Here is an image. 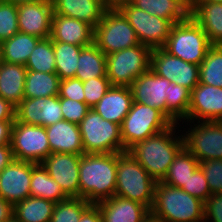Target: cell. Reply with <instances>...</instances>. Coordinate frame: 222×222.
Instances as JSON below:
<instances>
[{"mask_svg":"<svg viewBox=\"0 0 222 222\" xmlns=\"http://www.w3.org/2000/svg\"><path fill=\"white\" fill-rule=\"evenodd\" d=\"M16 107L0 96V121H14Z\"/></svg>","mask_w":222,"mask_h":222,"instance_id":"7dc6e473","label":"cell"},{"mask_svg":"<svg viewBox=\"0 0 222 222\" xmlns=\"http://www.w3.org/2000/svg\"><path fill=\"white\" fill-rule=\"evenodd\" d=\"M14 121H0V145L11 144Z\"/></svg>","mask_w":222,"mask_h":222,"instance_id":"c3c4849f","label":"cell"},{"mask_svg":"<svg viewBox=\"0 0 222 222\" xmlns=\"http://www.w3.org/2000/svg\"><path fill=\"white\" fill-rule=\"evenodd\" d=\"M190 16L201 26L212 45H222V3L191 2Z\"/></svg>","mask_w":222,"mask_h":222,"instance_id":"d4e9b609","label":"cell"},{"mask_svg":"<svg viewBox=\"0 0 222 222\" xmlns=\"http://www.w3.org/2000/svg\"><path fill=\"white\" fill-rule=\"evenodd\" d=\"M19 32L48 38L51 34L53 17L52 0H40L17 4Z\"/></svg>","mask_w":222,"mask_h":222,"instance_id":"e0dca14e","label":"cell"},{"mask_svg":"<svg viewBox=\"0 0 222 222\" xmlns=\"http://www.w3.org/2000/svg\"><path fill=\"white\" fill-rule=\"evenodd\" d=\"M11 148L15 160L42 163L50 154L46 129L14 120Z\"/></svg>","mask_w":222,"mask_h":222,"instance_id":"7c38bea8","label":"cell"},{"mask_svg":"<svg viewBox=\"0 0 222 222\" xmlns=\"http://www.w3.org/2000/svg\"><path fill=\"white\" fill-rule=\"evenodd\" d=\"M204 222H222V193L211 194L204 202Z\"/></svg>","mask_w":222,"mask_h":222,"instance_id":"f6af8a7d","label":"cell"},{"mask_svg":"<svg viewBox=\"0 0 222 222\" xmlns=\"http://www.w3.org/2000/svg\"><path fill=\"white\" fill-rule=\"evenodd\" d=\"M181 189L189 195L199 198L203 202L211 195L208 182L200 166L190 175Z\"/></svg>","mask_w":222,"mask_h":222,"instance_id":"ab89813d","label":"cell"},{"mask_svg":"<svg viewBox=\"0 0 222 222\" xmlns=\"http://www.w3.org/2000/svg\"><path fill=\"white\" fill-rule=\"evenodd\" d=\"M135 7L172 21L174 24L190 17L191 0H129Z\"/></svg>","mask_w":222,"mask_h":222,"instance_id":"4316f807","label":"cell"},{"mask_svg":"<svg viewBox=\"0 0 222 222\" xmlns=\"http://www.w3.org/2000/svg\"><path fill=\"white\" fill-rule=\"evenodd\" d=\"M50 38L87 47L94 43V28L83 21L53 13Z\"/></svg>","mask_w":222,"mask_h":222,"instance_id":"ffe728a7","label":"cell"},{"mask_svg":"<svg viewBox=\"0 0 222 222\" xmlns=\"http://www.w3.org/2000/svg\"><path fill=\"white\" fill-rule=\"evenodd\" d=\"M191 2H218V3H222V0H191Z\"/></svg>","mask_w":222,"mask_h":222,"instance_id":"db71d44e","label":"cell"},{"mask_svg":"<svg viewBox=\"0 0 222 222\" xmlns=\"http://www.w3.org/2000/svg\"><path fill=\"white\" fill-rule=\"evenodd\" d=\"M26 73L24 65L0 62V96L15 107L24 99Z\"/></svg>","mask_w":222,"mask_h":222,"instance_id":"484cf974","label":"cell"},{"mask_svg":"<svg viewBox=\"0 0 222 222\" xmlns=\"http://www.w3.org/2000/svg\"><path fill=\"white\" fill-rule=\"evenodd\" d=\"M143 222H160V221L150 215Z\"/></svg>","mask_w":222,"mask_h":222,"instance_id":"11a10c76","label":"cell"},{"mask_svg":"<svg viewBox=\"0 0 222 222\" xmlns=\"http://www.w3.org/2000/svg\"><path fill=\"white\" fill-rule=\"evenodd\" d=\"M110 87L107 77L92 78L83 82L85 103L92 109Z\"/></svg>","mask_w":222,"mask_h":222,"instance_id":"60d3db41","label":"cell"},{"mask_svg":"<svg viewBox=\"0 0 222 222\" xmlns=\"http://www.w3.org/2000/svg\"><path fill=\"white\" fill-rule=\"evenodd\" d=\"M19 32L17 4L0 0V42Z\"/></svg>","mask_w":222,"mask_h":222,"instance_id":"f35d334b","label":"cell"},{"mask_svg":"<svg viewBox=\"0 0 222 222\" xmlns=\"http://www.w3.org/2000/svg\"><path fill=\"white\" fill-rule=\"evenodd\" d=\"M211 194L222 193V159L203 160L200 162Z\"/></svg>","mask_w":222,"mask_h":222,"instance_id":"b9f144b4","label":"cell"},{"mask_svg":"<svg viewBox=\"0 0 222 222\" xmlns=\"http://www.w3.org/2000/svg\"><path fill=\"white\" fill-rule=\"evenodd\" d=\"M30 196L43 198L54 203L68 199L60 185L49 176L42 163L32 162V176L30 181Z\"/></svg>","mask_w":222,"mask_h":222,"instance_id":"83f0119b","label":"cell"},{"mask_svg":"<svg viewBox=\"0 0 222 222\" xmlns=\"http://www.w3.org/2000/svg\"><path fill=\"white\" fill-rule=\"evenodd\" d=\"M199 83L222 88V45H212L199 65Z\"/></svg>","mask_w":222,"mask_h":222,"instance_id":"e575fe53","label":"cell"},{"mask_svg":"<svg viewBox=\"0 0 222 222\" xmlns=\"http://www.w3.org/2000/svg\"><path fill=\"white\" fill-rule=\"evenodd\" d=\"M14 160L11 144L0 145V172Z\"/></svg>","mask_w":222,"mask_h":222,"instance_id":"681fc988","label":"cell"},{"mask_svg":"<svg viewBox=\"0 0 222 222\" xmlns=\"http://www.w3.org/2000/svg\"><path fill=\"white\" fill-rule=\"evenodd\" d=\"M184 147L177 123L133 146L129 152L156 181H163L175 156Z\"/></svg>","mask_w":222,"mask_h":222,"instance_id":"6da1fadb","label":"cell"},{"mask_svg":"<svg viewBox=\"0 0 222 222\" xmlns=\"http://www.w3.org/2000/svg\"><path fill=\"white\" fill-rule=\"evenodd\" d=\"M82 48L83 46L53 41L56 74L60 80L75 78Z\"/></svg>","mask_w":222,"mask_h":222,"instance_id":"836d02e7","label":"cell"},{"mask_svg":"<svg viewBox=\"0 0 222 222\" xmlns=\"http://www.w3.org/2000/svg\"><path fill=\"white\" fill-rule=\"evenodd\" d=\"M150 215L160 222H204V202L160 181L155 186Z\"/></svg>","mask_w":222,"mask_h":222,"instance_id":"3957f363","label":"cell"},{"mask_svg":"<svg viewBox=\"0 0 222 222\" xmlns=\"http://www.w3.org/2000/svg\"><path fill=\"white\" fill-rule=\"evenodd\" d=\"M178 125L183 129L184 147L199 162L222 159V121H182Z\"/></svg>","mask_w":222,"mask_h":222,"instance_id":"ba28073f","label":"cell"},{"mask_svg":"<svg viewBox=\"0 0 222 222\" xmlns=\"http://www.w3.org/2000/svg\"><path fill=\"white\" fill-rule=\"evenodd\" d=\"M58 15L83 21L95 28L109 7L103 0H52Z\"/></svg>","mask_w":222,"mask_h":222,"instance_id":"cb8c5ba5","label":"cell"},{"mask_svg":"<svg viewBox=\"0 0 222 222\" xmlns=\"http://www.w3.org/2000/svg\"><path fill=\"white\" fill-rule=\"evenodd\" d=\"M63 119L71 123L79 124L91 109L85 102H79L68 98H59Z\"/></svg>","mask_w":222,"mask_h":222,"instance_id":"7bdbcfd3","label":"cell"},{"mask_svg":"<svg viewBox=\"0 0 222 222\" xmlns=\"http://www.w3.org/2000/svg\"><path fill=\"white\" fill-rule=\"evenodd\" d=\"M117 153H84L79 165V197L96 204L115 195Z\"/></svg>","mask_w":222,"mask_h":222,"instance_id":"7a4b0ae2","label":"cell"},{"mask_svg":"<svg viewBox=\"0 0 222 222\" xmlns=\"http://www.w3.org/2000/svg\"><path fill=\"white\" fill-rule=\"evenodd\" d=\"M39 40V37L17 32L1 42V61L25 66Z\"/></svg>","mask_w":222,"mask_h":222,"instance_id":"f1b7e54d","label":"cell"},{"mask_svg":"<svg viewBox=\"0 0 222 222\" xmlns=\"http://www.w3.org/2000/svg\"><path fill=\"white\" fill-rule=\"evenodd\" d=\"M172 124L160 110L133 102L120 126L124 152L146 138L164 131Z\"/></svg>","mask_w":222,"mask_h":222,"instance_id":"8992f818","label":"cell"},{"mask_svg":"<svg viewBox=\"0 0 222 222\" xmlns=\"http://www.w3.org/2000/svg\"><path fill=\"white\" fill-rule=\"evenodd\" d=\"M58 96L59 98L85 102L83 82L76 78L60 80Z\"/></svg>","mask_w":222,"mask_h":222,"instance_id":"ee69618b","label":"cell"},{"mask_svg":"<svg viewBox=\"0 0 222 222\" xmlns=\"http://www.w3.org/2000/svg\"><path fill=\"white\" fill-rule=\"evenodd\" d=\"M79 222H103L100 209L97 204L91 203L81 214Z\"/></svg>","mask_w":222,"mask_h":222,"instance_id":"bcb514c9","label":"cell"},{"mask_svg":"<svg viewBox=\"0 0 222 222\" xmlns=\"http://www.w3.org/2000/svg\"><path fill=\"white\" fill-rule=\"evenodd\" d=\"M80 197H69L55 203L51 222H79L82 212L90 205Z\"/></svg>","mask_w":222,"mask_h":222,"instance_id":"74e56055","label":"cell"},{"mask_svg":"<svg viewBox=\"0 0 222 222\" xmlns=\"http://www.w3.org/2000/svg\"><path fill=\"white\" fill-rule=\"evenodd\" d=\"M191 91L184 86L169 84V100L167 104V118L172 123L182 122L188 115Z\"/></svg>","mask_w":222,"mask_h":222,"instance_id":"8d00e7d4","label":"cell"},{"mask_svg":"<svg viewBox=\"0 0 222 222\" xmlns=\"http://www.w3.org/2000/svg\"><path fill=\"white\" fill-rule=\"evenodd\" d=\"M199 166L200 162L196 157L183 147L175 156L162 182L181 188Z\"/></svg>","mask_w":222,"mask_h":222,"instance_id":"d6a6232c","label":"cell"},{"mask_svg":"<svg viewBox=\"0 0 222 222\" xmlns=\"http://www.w3.org/2000/svg\"><path fill=\"white\" fill-rule=\"evenodd\" d=\"M152 49L135 45L106 55L107 78L111 86L130 87L135 79L150 69Z\"/></svg>","mask_w":222,"mask_h":222,"instance_id":"30bf717a","label":"cell"},{"mask_svg":"<svg viewBox=\"0 0 222 222\" xmlns=\"http://www.w3.org/2000/svg\"><path fill=\"white\" fill-rule=\"evenodd\" d=\"M94 44L108 55L140 43L123 12L118 7H108L94 28Z\"/></svg>","mask_w":222,"mask_h":222,"instance_id":"9c48e42d","label":"cell"},{"mask_svg":"<svg viewBox=\"0 0 222 222\" xmlns=\"http://www.w3.org/2000/svg\"><path fill=\"white\" fill-rule=\"evenodd\" d=\"M13 217V205L0 197V222H7Z\"/></svg>","mask_w":222,"mask_h":222,"instance_id":"f907efd6","label":"cell"},{"mask_svg":"<svg viewBox=\"0 0 222 222\" xmlns=\"http://www.w3.org/2000/svg\"><path fill=\"white\" fill-rule=\"evenodd\" d=\"M81 155L51 153L42 165L68 197H79V165Z\"/></svg>","mask_w":222,"mask_h":222,"instance_id":"2e32d148","label":"cell"},{"mask_svg":"<svg viewBox=\"0 0 222 222\" xmlns=\"http://www.w3.org/2000/svg\"><path fill=\"white\" fill-rule=\"evenodd\" d=\"M109 7H117L120 3L126 0H103Z\"/></svg>","mask_w":222,"mask_h":222,"instance_id":"816d5d0a","label":"cell"},{"mask_svg":"<svg viewBox=\"0 0 222 222\" xmlns=\"http://www.w3.org/2000/svg\"><path fill=\"white\" fill-rule=\"evenodd\" d=\"M133 27L140 44L151 49L163 48L170 35L174 23L170 20L151 16L135 7L129 0L117 6Z\"/></svg>","mask_w":222,"mask_h":222,"instance_id":"8fae6325","label":"cell"},{"mask_svg":"<svg viewBox=\"0 0 222 222\" xmlns=\"http://www.w3.org/2000/svg\"><path fill=\"white\" fill-rule=\"evenodd\" d=\"M115 195L145 205L154 201L156 181L129 152L117 153Z\"/></svg>","mask_w":222,"mask_h":222,"instance_id":"277c9868","label":"cell"},{"mask_svg":"<svg viewBox=\"0 0 222 222\" xmlns=\"http://www.w3.org/2000/svg\"><path fill=\"white\" fill-rule=\"evenodd\" d=\"M15 120L47 127L63 119L59 96L24 98L15 110Z\"/></svg>","mask_w":222,"mask_h":222,"instance_id":"5bb4252c","label":"cell"},{"mask_svg":"<svg viewBox=\"0 0 222 222\" xmlns=\"http://www.w3.org/2000/svg\"><path fill=\"white\" fill-rule=\"evenodd\" d=\"M32 162L13 160L0 172V197L13 206L30 196Z\"/></svg>","mask_w":222,"mask_h":222,"instance_id":"ac0fdd59","label":"cell"},{"mask_svg":"<svg viewBox=\"0 0 222 222\" xmlns=\"http://www.w3.org/2000/svg\"><path fill=\"white\" fill-rule=\"evenodd\" d=\"M170 81L154 73L151 68L134 80L130 86L133 102L160 110L167 117Z\"/></svg>","mask_w":222,"mask_h":222,"instance_id":"9a60e30c","label":"cell"},{"mask_svg":"<svg viewBox=\"0 0 222 222\" xmlns=\"http://www.w3.org/2000/svg\"><path fill=\"white\" fill-rule=\"evenodd\" d=\"M77 65L75 78L82 82L107 77L106 55L94 43L82 48Z\"/></svg>","mask_w":222,"mask_h":222,"instance_id":"f546056e","label":"cell"},{"mask_svg":"<svg viewBox=\"0 0 222 222\" xmlns=\"http://www.w3.org/2000/svg\"><path fill=\"white\" fill-rule=\"evenodd\" d=\"M133 94L128 86H111L100 101L92 108L108 121L121 126L131 109Z\"/></svg>","mask_w":222,"mask_h":222,"instance_id":"7402d4cb","label":"cell"},{"mask_svg":"<svg viewBox=\"0 0 222 222\" xmlns=\"http://www.w3.org/2000/svg\"><path fill=\"white\" fill-rule=\"evenodd\" d=\"M60 78L56 73L27 70L24 98H40L59 95Z\"/></svg>","mask_w":222,"mask_h":222,"instance_id":"1f68e13d","label":"cell"},{"mask_svg":"<svg viewBox=\"0 0 222 222\" xmlns=\"http://www.w3.org/2000/svg\"><path fill=\"white\" fill-rule=\"evenodd\" d=\"M0 62H1V42H0Z\"/></svg>","mask_w":222,"mask_h":222,"instance_id":"6f0895ef","label":"cell"},{"mask_svg":"<svg viewBox=\"0 0 222 222\" xmlns=\"http://www.w3.org/2000/svg\"><path fill=\"white\" fill-rule=\"evenodd\" d=\"M150 68L157 75L190 91L199 83V65L172 56L163 48L152 49Z\"/></svg>","mask_w":222,"mask_h":222,"instance_id":"4fadbf2b","label":"cell"},{"mask_svg":"<svg viewBox=\"0 0 222 222\" xmlns=\"http://www.w3.org/2000/svg\"><path fill=\"white\" fill-rule=\"evenodd\" d=\"M211 46L207 34L190 16L173 25L163 49L187 63L200 65Z\"/></svg>","mask_w":222,"mask_h":222,"instance_id":"5b68a950","label":"cell"},{"mask_svg":"<svg viewBox=\"0 0 222 222\" xmlns=\"http://www.w3.org/2000/svg\"><path fill=\"white\" fill-rule=\"evenodd\" d=\"M25 67L36 72L56 73L53 41L50 37L38 41Z\"/></svg>","mask_w":222,"mask_h":222,"instance_id":"d590c367","label":"cell"},{"mask_svg":"<svg viewBox=\"0 0 222 222\" xmlns=\"http://www.w3.org/2000/svg\"><path fill=\"white\" fill-rule=\"evenodd\" d=\"M96 204L103 222H143L150 216L145 205L116 195Z\"/></svg>","mask_w":222,"mask_h":222,"instance_id":"44dd1931","label":"cell"},{"mask_svg":"<svg viewBox=\"0 0 222 222\" xmlns=\"http://www.w3.org/2000/svg\"><path fill=\"white\" fill-rule=\"evenodd\" d=\"M84 153H123L120 125L90 109L78 124Z\"/></svg>","mask_w":222,"mask_h":222,"instance_id":"52a82bcc","label":"cell"},{"mask_svg":"<svg viewBox=\"0 0 222 222\" xmlns=\"http://www.w3.org/2000/svg\"><path fill=\"white\" fill-rule=\"evenodd\" d=\"M222 121V88L198 83L190 95L188 115L183 121Z\"/></svg>","mask_w":222,"mask_h":222,"instance_id":"d6986e66","label":"cell"},{"mask_svg":"<svg viewBox=\"0 0 222 222\" xmlns=\"http://www.w3.org/2000/svg\"><path fill=\"white\" fill-rule=\"evenodd\" d=\"M54 206L52 201L29 196L13 206V216L19 222H51Z\"/></svg>","mask_w":222,"mask_h":222,"instance_id":"4dcf8cb0","label":"cell"},{"mask_svg":"<svg viewBox=\"0 0 222 222\" xmlns=\"http://www.w3.org/2000/svg\"><path fill=\"white\" fill-rule=\"evenodd\" d=\"M1 1L10 2V3H13V4H21V3H27V2H37V1H40V0H1Z\"/></svg>","mask_w":222,"mask_h":222,"instance_id":"f5cc1de1","label":"cell"},{"mask_svg":"<svg viewBox=\"0 0 222 222\" xmlns=\"http://www.w3.org/2000/svg\"><path fill=\"white\" fill-rule=\"evenodd\" d=\"M51 153L83 155L79 126L66 120L45 127Z\"/></svg>","mask_w":222,"mask_h":222,"instance_id":"603a6c76","label":"cell"},{"mask_svg":"<svg viewBox=\"0 0 222 222\" xmlns=\"http://www.w3.org/2000/svg\"><path fill=\"white\" fill-rule=\"evenodd\" d=\"M7 222H19V221L13 216Z\"/></svg>","mask_w":222,"mask_h":222,"instance_id":"9f6ffc18","label":"cell"}]
</instances>
